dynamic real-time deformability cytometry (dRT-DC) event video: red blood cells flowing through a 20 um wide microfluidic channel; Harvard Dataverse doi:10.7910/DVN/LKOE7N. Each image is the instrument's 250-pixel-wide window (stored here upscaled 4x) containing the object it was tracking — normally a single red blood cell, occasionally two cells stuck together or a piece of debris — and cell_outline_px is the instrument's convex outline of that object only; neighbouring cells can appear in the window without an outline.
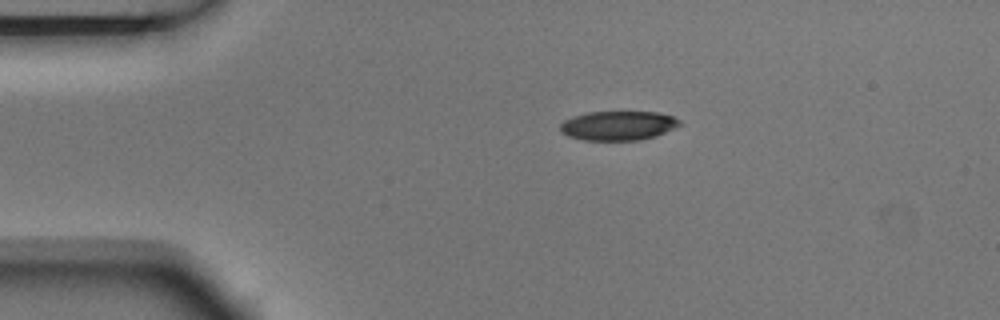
{"species": "Egyptian fruit bat (a non-hibernating species)", "species_latin": "Rousettus aegyptiacus", "temperature_condition": "room temperature", "stored_images_in_passage": 2, "camera_frame_rate_fps": 3000, "um_per_image_px": 0.085, "animal": {"sex": "male"}, "frame": {"image": 1, "passage_image": 1, "time_ms": 0.0, "image_size_px": [1000, 320], "cell_outline_px": [[684, 124], [656, 136], [640, 140], [584, 140], [568, 136], [560, 132], [560, 124], [564, 120], [572, 116], [588, 112], [656, 112], [672, 116], [680, 120]], "centroid_in_image_um": [52.55, 10.68], "position_along_channel_um": 32.5, "area_um2": 20.52}}